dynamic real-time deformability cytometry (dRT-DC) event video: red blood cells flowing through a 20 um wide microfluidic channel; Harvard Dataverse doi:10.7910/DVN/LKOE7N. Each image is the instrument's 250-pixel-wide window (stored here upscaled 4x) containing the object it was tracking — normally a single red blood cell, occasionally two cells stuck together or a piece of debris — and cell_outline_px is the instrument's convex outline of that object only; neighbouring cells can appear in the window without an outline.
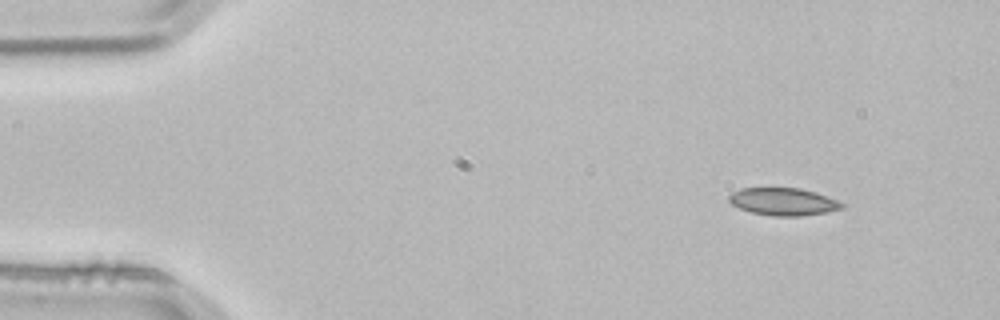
{"species": "common noctule bat (a hibernating species)", "species_latin": "Nyctalus noctula", "temperature_condition": "room temperature", "stored_images_in_passage": 3, "segment_of_instrument_passage": [1, 2], "camera_frame_rate_fps": 3000, "um_per_image_px": 0.085, "animal": {"sex": "male", "body_mass_g": 21.5, "forearm_length_mm": 52.0}, "frame": {"image": 1, "passage_image": 1, "time_ms": 0.0, "image_size_px": [1000, 320], "cell_outline_px": [[844, 208], [828, 212], [800, 216], [772, 216], [752, 212], [740, 208], [732, 204], [728, 200], [728, 196], [732, 192], [740, 188], [800, 188], [816, 192], [836, 200], [844, 204]], "centroid_in_image_um": [66.58, 17.14], "position_along_channel_um": 18.4, "area_um2": 18.09}}
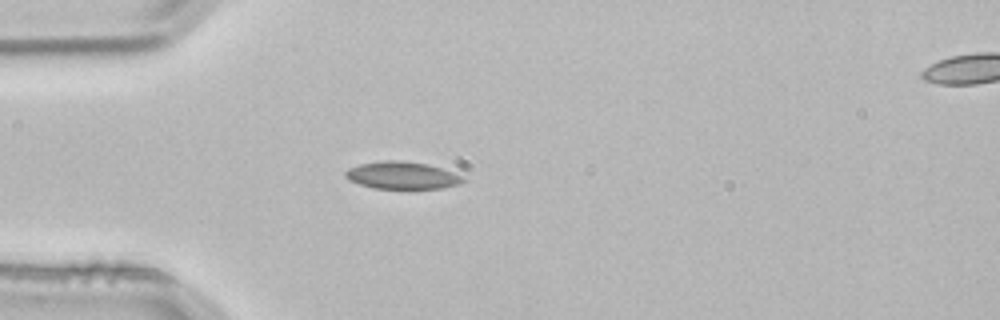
{"frame": {"image": 2, "passage_image": 2, "time_ms": 0.333, "image_size_px": [1000, 320], "cell_outline_px": [[468, 180], [460, 184], [440, 188], [372, 188], [348, 180], [344, 176], [344, 172], [348, 168], [360, 164], [384, 160], [400, 160], [428, 164], [452, 172]], "centroid_in_image_um": [34.15, 14.9], "position_along_channel_um": 50.9, "area_um2": 18.67}}